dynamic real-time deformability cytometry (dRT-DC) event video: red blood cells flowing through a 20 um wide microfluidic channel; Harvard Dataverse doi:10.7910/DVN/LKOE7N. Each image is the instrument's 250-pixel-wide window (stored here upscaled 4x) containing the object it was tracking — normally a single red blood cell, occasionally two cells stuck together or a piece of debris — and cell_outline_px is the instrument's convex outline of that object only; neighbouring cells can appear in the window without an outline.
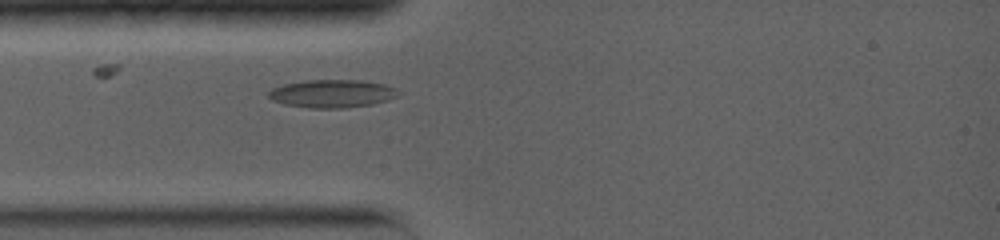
{"species": "common noctule bat (a hibernating species)", "species_latin": "Nyctalus noctula", "temperature_condition": "warm", "stored_images_in_passage": 26, "camera_frame_rate_fps": 5000, "um_per_image_px": 0.085, "animal": {"sex": "female", "body_mass_g": 19.0, "forearm_length_mm": 56.7}, "frame": {"image": 1, "passage_image": 4, "time_ms": 1.0, "image_size_px": [1000, 240], "cell_outline_px": [[400, 92], [396, 96], [388, 100], [372, 104], [344, 108], [308, 108], [284, 104], [272, 100], [268, 96], [268, 92], [272, 88], [284, 84], [308, 80], [364, 80], [384, 84], [396, 88]], "centroid_in_image_um": [28.23, 7.95], "position_along_channel_um": 56.8, "area_um2": 21.21}}
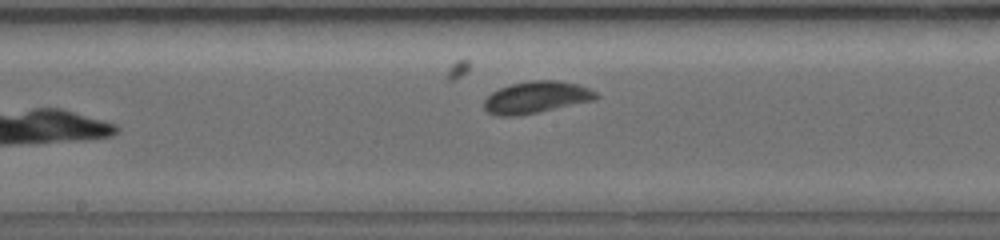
{"frame": {"image": 2, "passage_image": 14, "time_ms": 4.8, "image_size_px": [1000, 240], "cell_outline_px": [[600, 96], [596, 100], [520, 116], [500, 116], [488, 112], [484, 108], [484, 100], [492, 92], [508, 84], [528, 80], [556, 80], [576, 84], [588, 88], [596, 92]], "centroid_in_image_um": [45.59, 8.27], "position_along_channel_um": 202.6, "area_um2": 20.98}}
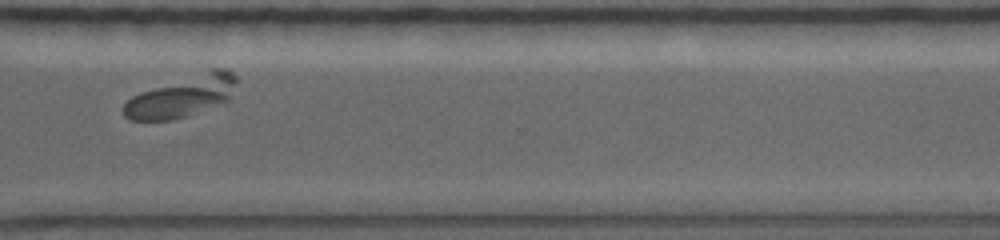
{"frame": {"image": 3, "passage_image": 22, "time_ms": 8.8, "image_size_px": [1000, 240], "cell_outline_px": [[236, 80], [228, 100], [184, 116], [172, 120], [128, 120], [124, 116], [124, 104], [132, 96], [140, 92], [212, 68], [228, 68], [236, 76]], "centroid_in_image_um": [15.44, 8.18], "position_along_channel_um": 355.2, "area_um2": 26.47}}